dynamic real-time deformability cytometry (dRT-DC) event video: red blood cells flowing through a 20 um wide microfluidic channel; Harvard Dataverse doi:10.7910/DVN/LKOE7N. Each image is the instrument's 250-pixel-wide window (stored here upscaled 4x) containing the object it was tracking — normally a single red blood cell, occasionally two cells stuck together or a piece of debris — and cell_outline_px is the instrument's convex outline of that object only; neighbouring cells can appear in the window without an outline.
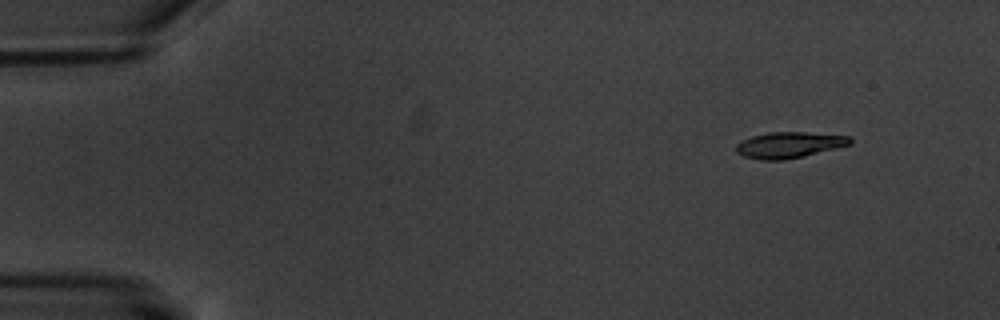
{"species": "common noctule bat (a hibernating species)", "species_latin": "Nyctalus noctula", "temperature_condition": "warm", "stored_images_in_passage": 12, "camera_frame_rate_fps": 3000, "um_per_image_px": 0.085, "animal": {"sex": "male", "body_mass_g": 20.1, "forearm_length_mm": 53.5}, "frame": {"image": 1, "passage_image": 1, "time_ms": 0.0, "image_size_px": [1000, 320], "cell_outline_px": [[852, 144], [804, 156], [784, 160], [760, 160], [744, 156], [736, 152], [736, 144], [740, 140], [752, 136], [768, 132], [804, 132], [852, 136]], "centroid_in_image_um": [67.07, 12.31], "position_along_channel_um": 17.9, "area_um2": 17.4}}
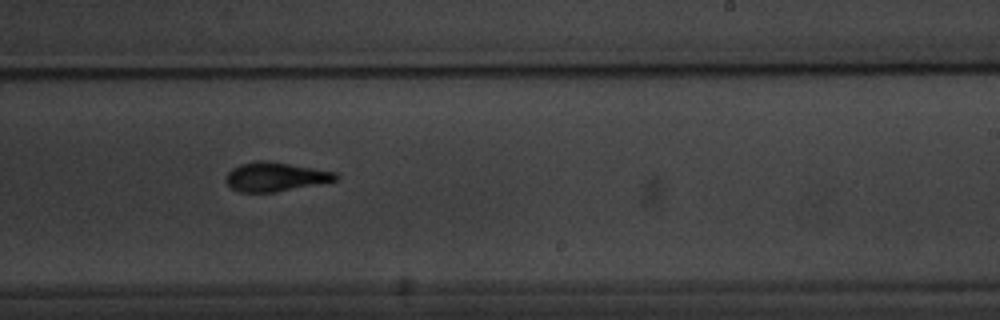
{"frame": {"image": 2, "passage_image": 10, "time_ms": 10.333, "image_size_px": [1000, 320], "cell_outline_px": [[340, 180], [328, 184], [276, 192], [240, 192], [232, 188], [228, 184], [228, 172], [232, 168], [240, 164], [256, 160], [264, 160], [336, 172], [340, 176]], "centroid_in_image_um": [23.52, 15.04], "position_along_channel_um": 265.5, "area_um2": 18.84}}
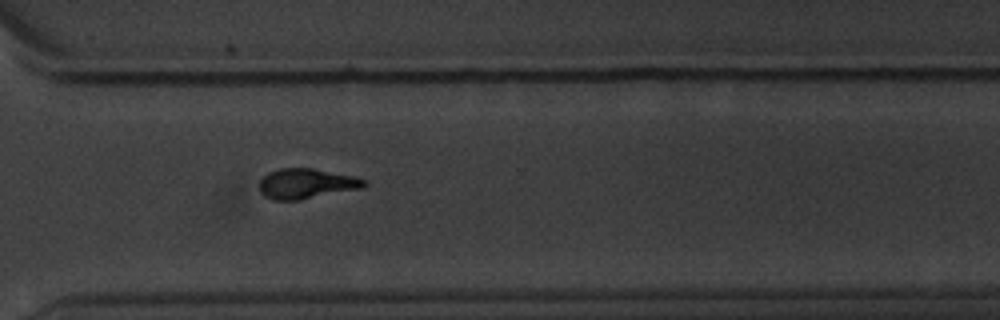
{"frame": {"image": 3, "passage_image": 12, "time_ms": 12.667, "image_size_px": [1000, 320], "cell_outline_px": [[368, 184], [364, 188], [300, 200], [272, 200], [264, 196], [260, 192], [260, 180], [268, 172], [280, 168], [312, 168], [356, 176], [368, 180]], "centroid_in_image_um": [26.09, 15.61], "position_along_channel_um": 344.5, "area_um2": 18.73}}